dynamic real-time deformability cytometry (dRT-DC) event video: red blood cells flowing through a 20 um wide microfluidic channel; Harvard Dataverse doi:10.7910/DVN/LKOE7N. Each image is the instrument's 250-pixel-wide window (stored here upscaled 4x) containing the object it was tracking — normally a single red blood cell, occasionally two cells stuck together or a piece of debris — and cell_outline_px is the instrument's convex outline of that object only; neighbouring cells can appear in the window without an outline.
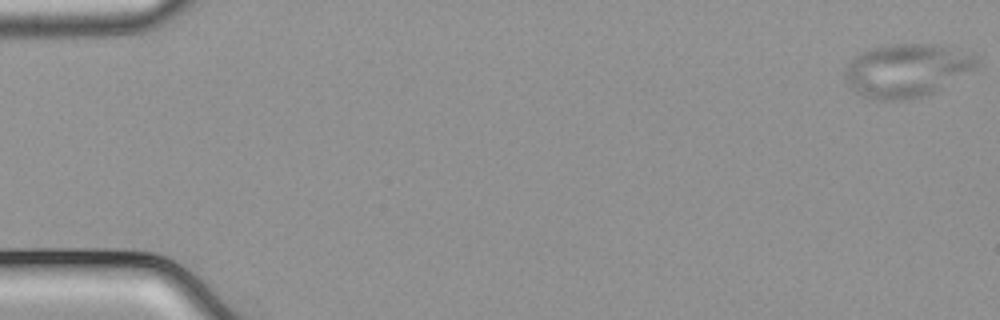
{"species": "common noctule bat (a hibernating species)", "species_latin": "Nyctalus noctula", "temperature_condition": "cold", "stored_images_in_passage": 54, "camera_frame_rate_fps": 3000, "um_per_image_px": 0.085, "animal": {"sex": "male", "body_mass_g": 21.5, "forearm_length_mm": 52.0}, "frame": {"image": 1, "passage_image": 1, "time_ms": 0.0, "image_size_px": [1000, 320], "cell_outline_px": [[976, 64], [972, 68], [932, 92], [924, 96], [908, 100], [876, 100], [864, 96], [856, 92], [844, 84], [844, 72], [848, 64], [860, 52], [868, 48], [884, 44], [932, 44], [976, 52]], "centroid_in_image_um": [76.98, 5.96], "position_along_channel_um": 8.0, "area_um2": 40.75}}
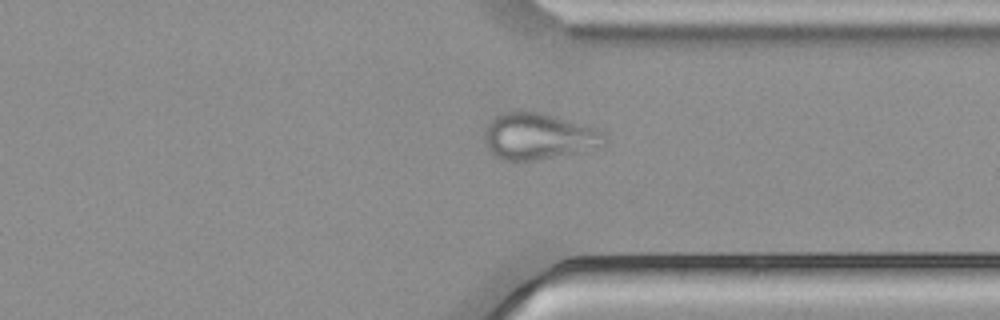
{"frame": {"image": 2, "passage_image": 41, "time_ms": 13.333, "image_size_px": [1000, 320], "cell_outline_px": [[604, 144], [576, 152], [532, 160], [500, 160], [488, 148], [484, 140], [484, 132], [488, 124], [500, 112], [540, 112], [600, 132], [604, 136]], "centroid_in_image_um": [45.63, 11.6], "position_along_channel_um": 365.8, "area_um2": 30.98}}
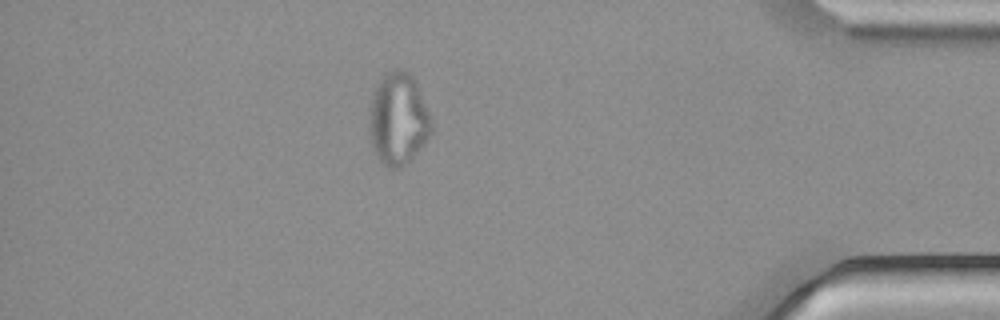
{"frame": {"image": 3, "passage_image": 47, "time_ms": 15.333, "image_size_px": [1000, 320], "cell_outline_px": [[432, 132], [424, 144], [412, 160], [396, 168], [388, 168], [376, 156], [372, 148], [368, 120], [368, 108], [372, 96], [380, 80], [388, 72], [396, 68], [404, 68], [412, 76], [420, 92], [432, 120]], "centroid_in_image_um": [33.83, 10.13], "position_along_channel_um": 401.4, "area_um2": 33.52}}